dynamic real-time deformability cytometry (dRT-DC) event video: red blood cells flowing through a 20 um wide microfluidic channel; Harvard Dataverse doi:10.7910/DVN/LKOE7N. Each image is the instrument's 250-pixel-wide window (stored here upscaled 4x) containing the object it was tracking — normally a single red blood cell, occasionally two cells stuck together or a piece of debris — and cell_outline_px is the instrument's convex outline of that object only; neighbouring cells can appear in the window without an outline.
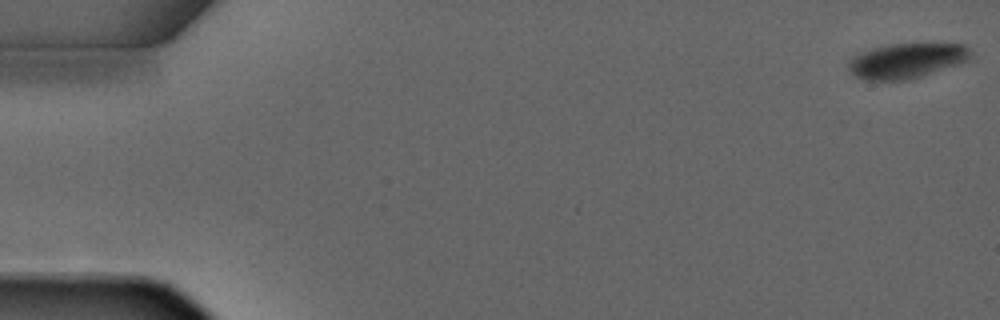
{"species": "common noctule bat (a hibernating species)", "species_latin": "Nyctalus noctula", "temperature_condition": "warm", "stored_images_in_passage": 4, "camera_frame_rate_fps": 3000, "um_per_image_px": 0.085, "animal": {"sex": "male", "forearm_length_mm": 52.5}, "frame": {"image": 1, "passage_image": 1, "time_ms": 0.0, "image_size_px": [1000, 320], "cell_outline_px": [[972, 52], [968, 60], [920, 76], [904, 80], [868, 80], [856, 76], [848, 68], [848, 60], [860, 52], [872, 48], [892, 44], [964, 44]], "centroid_in_image_um": [77.03, 5.15], "position_along_channel_um": 8.0, "area_um2": 24.45}}
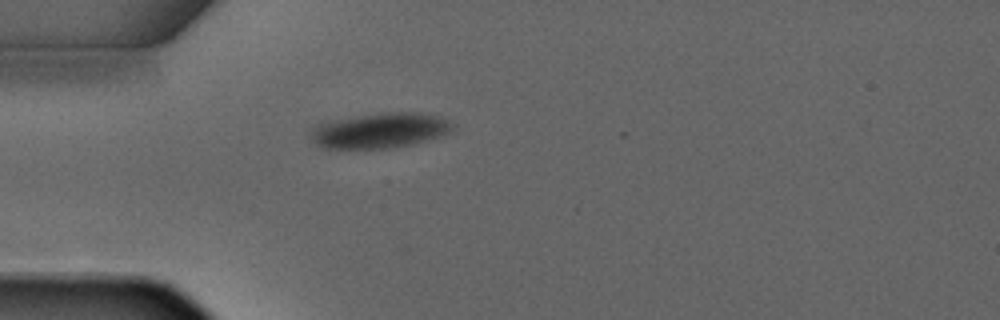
{"frame": {"image": 2, "passage_image": 4, "time_ms": 4.0, "image_size_px": [1000, 320], "cell_outline_px": [[456, 124], [448, 132], [440, 136], [412, 144], [388, 148], [324, 148], [308, 140], [308, 128], [324, 120], [376, 112], [420, 112], [436, 116]], "centroid_in_image_um": [32.14, 11.07], "position_along_channel_um": 52.9, "area_um2": 29.82}}